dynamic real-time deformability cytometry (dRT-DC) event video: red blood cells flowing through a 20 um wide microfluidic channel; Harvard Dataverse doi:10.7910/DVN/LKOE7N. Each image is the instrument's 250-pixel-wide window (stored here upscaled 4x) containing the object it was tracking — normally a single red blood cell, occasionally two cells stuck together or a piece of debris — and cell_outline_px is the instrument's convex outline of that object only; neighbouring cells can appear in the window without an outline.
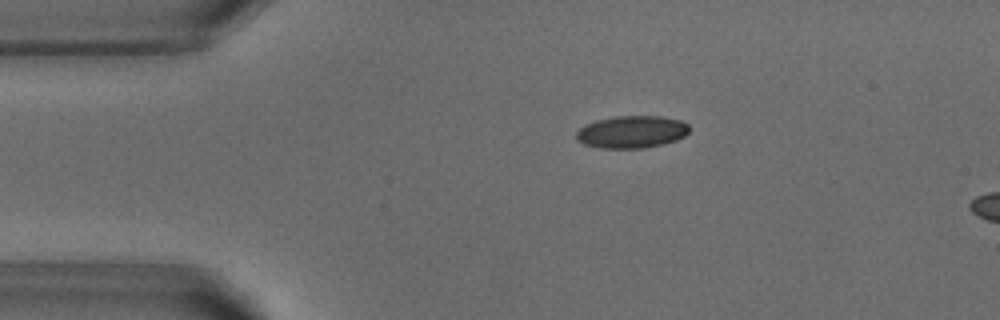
{"species": "common noctule bat (a hibernating species)", "species_latin": "Nyctalus noctula", "temperature_condition": "warm", "stored_images_in_passage": 14, "camera_frame_rate_fps": 3000, "um_per_image_px": 0.085, "animal": {"sex": "male", "body_mass_g": 18.8}, "frame": {"image": 1, "passage_image": 10, "time_ms": 3.0, "image_size_px": [1000, 320], "cell_outline_px": [[688, 132], [684, 136], [676, 140], [664, 144], [644, 148], [600, 148], [584, 144], [576, 140], [576, 132], [584, 124], [596, 120], [612, 116], [660, 116], [680, 120], [688, 124]], "centroid_in_image_um": [53.67, 11.21], "position_along_channel_um": 31.3, "area_um2": 21.44}}